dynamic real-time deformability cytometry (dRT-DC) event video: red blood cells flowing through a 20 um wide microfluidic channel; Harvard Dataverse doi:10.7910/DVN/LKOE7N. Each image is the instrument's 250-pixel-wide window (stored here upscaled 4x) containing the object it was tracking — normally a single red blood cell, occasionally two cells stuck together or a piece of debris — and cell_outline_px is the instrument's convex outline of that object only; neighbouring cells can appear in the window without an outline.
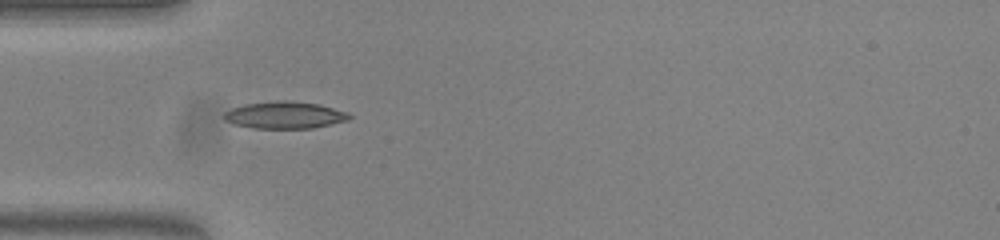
{"species": "common noctule bat (a hibernating species)", "species_latin": "Nyctalus noctula", "temperature_condition": "warm", "stored_images_in_passage": 41, "camera_frame_rate_fps": 3000, "um_per_image_px": 0.085, "animal": {"sex": "female", "body_mass_g": 23.0, "forearm_length_mm": 53.4}, "frame": {"image": 1, "passage_image": 4, "time_ms": 1.0, "image_size_px": [1000, 240], "cell_outline_px": [[352, 116], [348, 120], [312, 128], [252, 128], [236, 124], [224, 120], [224, 112], [232, 108], [244, 104], [276, 100], [288, 100], [320, 104], [348, 112]], "centroid_in_image_um": [24.21, 9.77], "position_along_channel_um": 60.8, "area_um2": 19.77}}
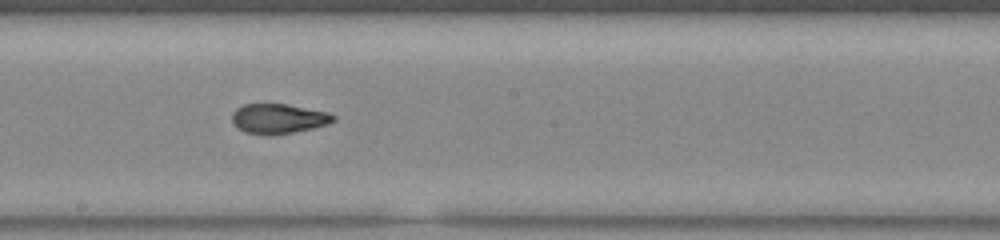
{"frame": {"image": 2, "passage_image": 17, "time_ms": 5.333, "image_size_px": [1000, 240], "cell_outline_px": [[336, 120], [328, 124], [312, 128], [292, 132], [244, 132], [232, 124], [232, 112], [236, 108], [244, 104], [284, 104], [328, 112], [336, 116]], "centroid_in_image_um": [23.67, 10.04], "position_along_channel_um": 224.5, "area_um2": 16.99}}
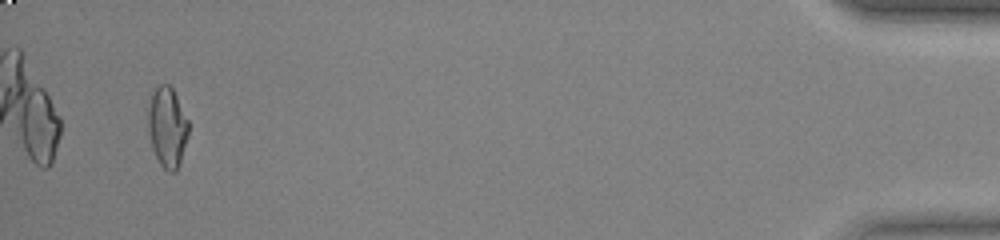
{"frame": {"image": 3, "passage_image": 39, "time_ms": 12.667, "image_size_px": [1000, 240], "cell_outline_px": [[188, 136], [180, 164], [176, 172], [168, 172], [160, 164], [152, 148], [148, 128], [148, 108], [152, 92], [160, 84], [168, 84], [172, 88], [188, 120]], "centroid_in_image_um": [14.22, 10.83], "position_along_channel_um": 421.0, "area_um2": 18.84}, "authors_computed_cell_mechanics": {"area_um2": 18.1492, "velocity_mm_per_s": 3.8116, "shape_relaxation_time_tau1_ms": 9.9455, "shape_relaxation_time_tau2_ms": 1.6404, "deformation_change_tau1": 0.2918, "deformation_change_tau2": 0.0851}}